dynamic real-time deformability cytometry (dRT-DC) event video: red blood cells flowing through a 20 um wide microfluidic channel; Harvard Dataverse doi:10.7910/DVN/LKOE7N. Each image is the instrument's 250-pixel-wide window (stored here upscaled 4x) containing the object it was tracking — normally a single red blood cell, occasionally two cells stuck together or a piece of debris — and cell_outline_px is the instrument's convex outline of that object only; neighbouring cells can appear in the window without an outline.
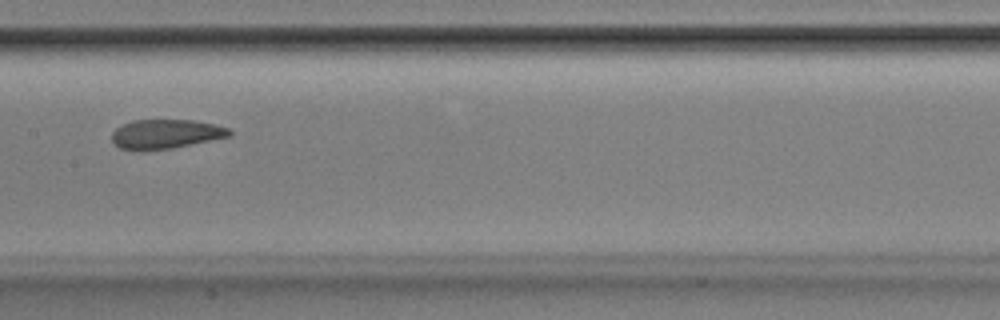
{"species": "Egyptian fruit bat (a non-hibernating species)", "species_latin": "Rousettus aegyptiacus", "temperature_condition": "room temperature", "stored_images_in_passage": 36, "camera_frame_rate_fps": 3000, "um_per_image_px": 0.085, "animal": {"sex": "male"}, "frame": {"image": 1, "passage_image": 10, "time_ms": 3.0, "image_size_px": [1000, 320], "cell_outline_px": [[232, 136], [172, 148], [140, 152], [120, 148], [112, 140], [112, 132], [120, 124], [132, 120], [192, 120], [212, 124], [228, 128], [232, 132]], "centroid_in_image_um": [14.04, 11.4], "position_along_channel_um": 193.4, "area_um2": 20.29}}
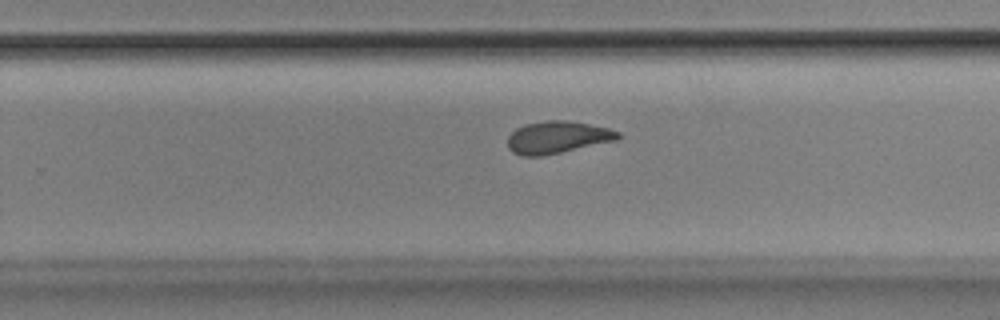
{"frame": {"image": 2, "passage_image": 17, "time_ms": 5.333, "image_size_px": [1000, 320], "cell_outline_px": [[620, 136], [616, 140], [560, 152], [540, 156], [520, 156], [512, 152], [508, 148], [508, 136], [516, 128], [524, 124], [544, 120], [568, 120], [608, 128], [620, 132]], "centroid_in_image_um": [47.33, 11.66], "position_along_channel_um": 282.5, "area_um2": 20.63}}
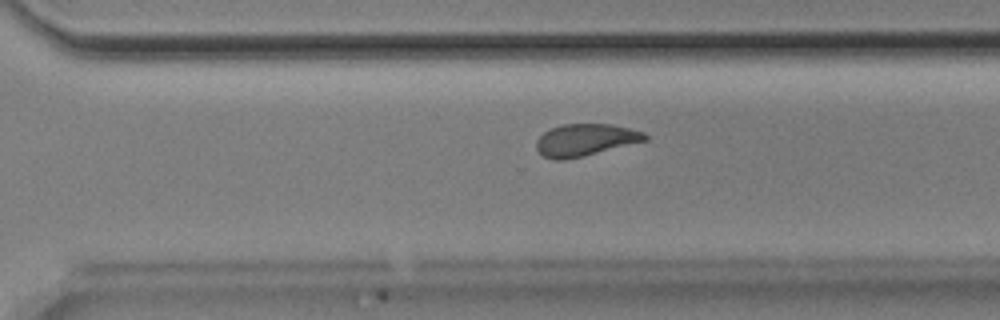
{"frame": {"image": 3, "passage_image": 20, "time_ms": 6.333, "image_size_px": [1000, 320], "cell_outline_px": [[648, 140], [584, 156], [564, 160], [552, 160], [544, 156], [536, 148], [536, 140], [544, 132], [560, 124], [612, 124], [644, 132], [648, 136]], "centroid_in_image_um": [49.75, 11.9], "position_along_channel_um": 320.9, "area_um2": 20.35}}